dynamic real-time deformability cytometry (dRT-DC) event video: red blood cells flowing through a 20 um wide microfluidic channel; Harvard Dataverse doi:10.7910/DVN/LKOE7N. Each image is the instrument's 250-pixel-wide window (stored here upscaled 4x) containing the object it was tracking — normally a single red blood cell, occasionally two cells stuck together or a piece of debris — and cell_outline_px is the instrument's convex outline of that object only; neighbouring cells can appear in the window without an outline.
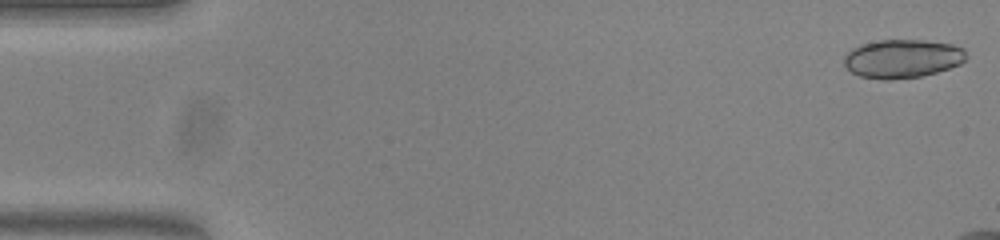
{"species": "common noctule bat (a hibernating species)", "species_latin": "Nyctalus noctula", "temperature_condition": "warm", "stored_images_in_passage": 11, "camera_frame_rate_fps": 3000, "um_per_image_px": 0.085, "animal": {"sex": "female", "body_mass_g": 23.0, "forearm_length_mm": 53.4}, "frame": {"image": 1, "passage_image": 1, "time_ms": 0.0, "image_size_px": [1000, 240], "cell_outline_px": [[968, 56], [960, 64], [936, 72], [920, 76], [888, 80], [884, 80], [860, 76], [852, 72], [844, 64], [844, 56], [852, 48], [860, 44], [880, 40], [924, 40], [952, 44], [964, 48]], "centroid_in_image_um": [76.71, 4.97], "position_along_channel_um": 8.3, "area_um2": 27.46}}